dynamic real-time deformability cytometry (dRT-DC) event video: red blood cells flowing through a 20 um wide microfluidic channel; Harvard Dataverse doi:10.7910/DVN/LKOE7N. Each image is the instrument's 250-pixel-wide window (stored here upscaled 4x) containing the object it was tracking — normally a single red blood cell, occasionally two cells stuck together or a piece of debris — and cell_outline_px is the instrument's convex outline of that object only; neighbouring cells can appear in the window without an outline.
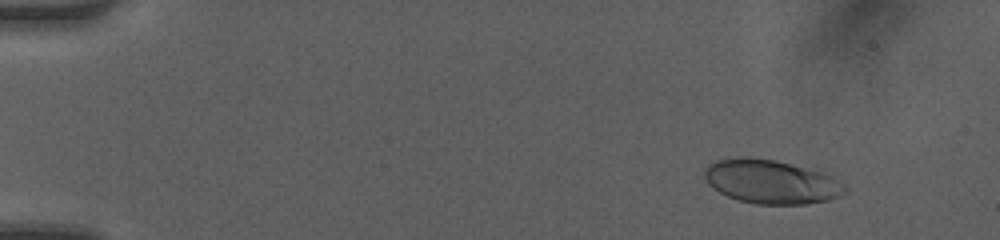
{"species": "human", "species_latin": "Homo sapiens", "temperature_condition": "room temperature", "stored_images_in_passage": 9, "camera_frame_rate_fps": 3000, "um_per_image_px": 0.085, "donor": {"sex": "female"}, "frame": {"image": 1, "passage_image": 3, "time_ms": 0.667, "image_size_px": [1000, 240], "cell_outline_px": [[848, 192], [828, 200], [804, 204], [756, 204], [740, 200], [728, 196], [720, 192], [708, 184], [704, 176], [704, 172], [708, 164], [716, 160], [736, 156], [776, 160], [820, 172], [832, 176], [844, 184], [848, 188]], "centroid_in_image_um": [65.54, 15.44], "position_along_channel_um": 19.5, "area_um2": 35.78}}
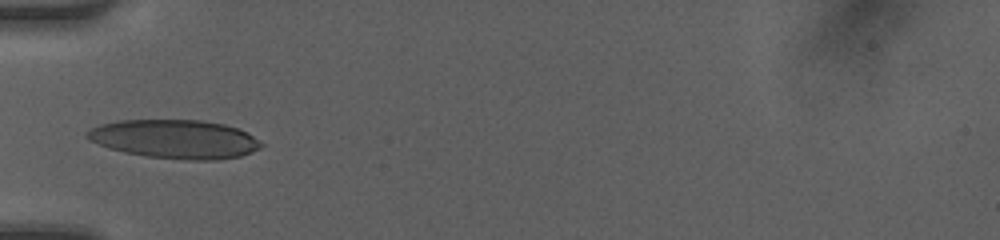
{"frame": {"image": 2, "passage_image": 8, "time_ms": 2.333, "image_size_px": [1000, 240], "cell_outline_px": [[264, 144], [260, 148], [252, 152], [240, 156], [216, 160], [188, 160], [148, 156], [124, 152], [108, 148], [88, 140], [84, 136], [92, 128], [100, 124], [120, 120], [200, 120], [224, 124], [236, 128], [252, 136]], "centroid_in_image_um": [14.85, 11.82], "position_along_channel_um": 70.2, "area_um2": 39.13}}